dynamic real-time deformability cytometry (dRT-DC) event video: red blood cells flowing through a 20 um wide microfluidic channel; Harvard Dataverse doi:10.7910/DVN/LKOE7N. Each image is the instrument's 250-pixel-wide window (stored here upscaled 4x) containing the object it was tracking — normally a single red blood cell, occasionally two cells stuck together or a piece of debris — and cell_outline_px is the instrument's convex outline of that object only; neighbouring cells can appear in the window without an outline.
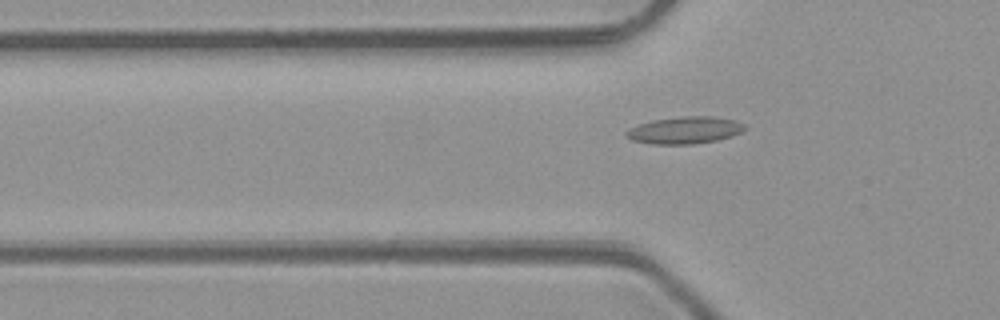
{"species": "common noctule bat (a hibernating species)", "species_latin": "Nyctalus noctula", "temperature_condition": "room temperature", "stored_images_in_passage": 6, "camera_frame_rate_fps": 3000, "um_per_image_px": 0.085, "animal": {"sex": "male", "body_mass_g": 23.1, "forearm_length_mm": 52.7}, "frame": {"image": 1, "passage_image": 6, "time_ms": 6.333, "image_size_px": [1000, 320], "cell_outline_px": [[748, 128], [732, 136], [716, 140], [692, 144], [652, 144], [632, 140], [624, 136], [624, 132], [628, 128], [652, 120], [680, 116], [712, 116], [732, 120], [744, 124]], "centroid_in_image_um": [58.16, 11.06], "position_along_channel_um": 67.6, "area_um2": 18.73}}